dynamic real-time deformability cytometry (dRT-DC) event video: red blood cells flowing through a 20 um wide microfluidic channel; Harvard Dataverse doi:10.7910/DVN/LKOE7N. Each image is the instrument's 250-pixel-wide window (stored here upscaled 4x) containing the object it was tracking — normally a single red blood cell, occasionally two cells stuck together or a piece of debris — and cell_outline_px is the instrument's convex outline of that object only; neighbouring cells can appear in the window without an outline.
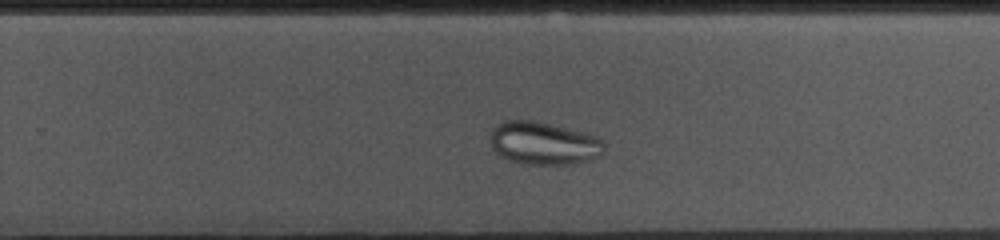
{"species": "common noctule bat (a hibernating species)", "species_latin": "Nyctalus noctula", "temperature_condition": "cold", "stored_images_in_passage": 36, "camera_frame_rate_fps": 3000, "um_per_image_px": 0.085, "animal": {"sex": "female", "body_mass_g": 10.0, "forearm_length_mm": 53.1}, "frame": {"image": 1, "passage_image": 26, "time_ms": 8.333, "image_size_px": [1000, 240], "cell_outline_px": [[604, 152], [592, 160], [568, 164], [524, 164], [508, 160], [496, 152], [492, 148], [492, 128], [496, 124], [504, 120], [532, 120], [600, 136], [604, 140]], "centroid_in_image_um": [46.24, 12.18], "position_along_channel_um": 283.6, "area_um2": 28.5}}
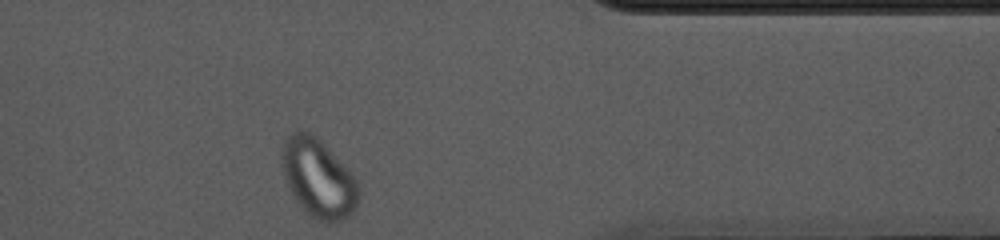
{"frame": {"image": 2, "passage_image": 36, "time_ms": 11.667, "image_size_px": [1000, 240], "cell_outline_px": [[360, 196], [356, 208], [344, 220], [328, 224], [324, 224], [308, 216], [304, 212], [296, 200], [284, 176], [284, 140], [292, 132], [308, 132], [316, 136], [352, 172], [360, 184]], "centroid_in_image_um": [27.14, 15.23], "position_along_channel_um": 384.3, "area_um2": 35.14}, "authors_computed_cell_mechanics": {"area_um2": 29.9115, "velocity_mm_per_s": 3.5846, "shape_relaxation_time_tau1_ms": null, "shape_relaxation_time_tau2_ms": 2.8375, "deformation_change_tau1": null, "deformation_change_tau2": 0.0338}}